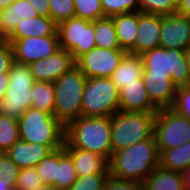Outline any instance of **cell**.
Here are the masks:
<instances>
[{
    "mask_svg": "<svg viewBox=\"0 0 190 190\" xmlns=\"http://www.w3.org/2000/svg\"><path fill=\"white\" fill-rule=\"evenodd\" d=\"M159 151L154 136L112 153L109 160L111 176L143 183L159 166Z\"/></svg>",
    "mask_w": 190,
    "mask_h": 190,
    "instance_id": "1",
    "label": "cell"
},
{
    "mask_svg": "<svg viewBox=\"0 0 190 190\" xmlns=\"http://www.w3.org/2000/svg\"><path fill=\"white\" fill-rule=\"evenodd\" d=\"M111 117H82L65 126L64 146H73L106 157L112 156Z\"/></svg>",
    "mask_w": 190,
    "mask_h": 190,
    "instance_id": "2",
    "label": "cell"
},
{
    "mask_svg": "<svg viewBox=\"0 0 190 190\" xmlns=\"http://www.w3.org/2000/svg\"><path fill=\"white\" fill-rule=\"evenodd\" d=\"M156 112L118 111L111 116L112 153L153 137Z\"/></svg>",
    "mask_w": 190,
    "mask_h": 190,
    "instance_id": "3",
    "label": "cell"
},
{
    "mask_svg": "<svg viewBox=\"0 0 190 190\" xmlns=\"http://www.w3.org/2000/svg\"><path fill=\"white\" fill-rule=\"evenodd\" d=\"M20 139L48 145L52 150L64 146L65 126L50 113L28 108L18 119Z\"/></svg>",
    "mask_w": 190,
    "mask_h": 190,
    "instance_id": "4",
    "label": "cell"
},
{
    "mask_svg": "<svg viewBox=\"0 0 190 190\" xmlns=\"http://www.w3.org/2000/svg\"><path fill=\"white\" fill-rule=\"evenodd\" d=\"M86 80V75L77 66H74L53 82L54 116L64 126L81 116L82 96Z\"/></svg>",
    "mask_w": 190,
    "mask_h": 190,
    "instance_id": "5",
    "label": "cell"
},
{
    "mask_svg": "<svg viewBox=\"0 0 190 190\" xmlns=\"http://www.w3.org/2000/svg\"><path fill=\"white\" fill-rule=\"evenodd\" d=\"M141 57L144 65L143 76H171L177 88L190 85L184 50L157 47L143 53Z\"/></svg>",
    "mask_w": 190,
    "mask_h": 190,
    "instance_id": "6",
    "label": "cell"
},
{
    "mask_svg": "<svg viewBox=\"0 0 190 190\" xmlns=\"http://www.w3.org/2000/svg\"><path fill=\"white\" fill-rule=\"evenodd\" d=\"M120 110L119 89L110 78H87L82 96V117H111Z\"/></svg>",
    "mask_w": 190,
    "mask_h": 190,
    "instance_id": "7",
    "label": "cell"
},
{
    "mask_svg": "<svg viewBox=\"0 0 190 190\" xmlns=\"http://www.w3.org/2000/svg\"><path fill=\"white\" fill-rule=\"evenodd\" d=\"M7 93L0 100V115L19 119L31 107V89L35 82L29 65L14 62L9 71Z\"/></svg>",
    "mask_w": 190,
    "mask_h": 190,
    "instance_id": "8",
    "label": "cell"
},
{
    "mask_svg": "<svg viewBox=\"0 0 190 190\" xmlns=\"http://www.w3.org/2000/svg\"><path fill=\"white\" fill-rule=\"evenodd\" d=\"M159 154L190 141V119L181 116L172 108L156 112L153 133Z\"/></svg>",
    "mask_w": 190,
    "mask_h": 190,
    "instance_id": "9",
    "label": "cell"
},
{
    "mask_svg": "<svg viewBox=\"0 0 190 190\" xmlns=\"http://www.w3.org/2000/svg\"><path fill=\"white\" fill-rule=\"evenodd\" d=\"M60 49L69 51L75 61L96 47L94 21L73 17L58 24Z\"/></svg>",
    "mask_w": 190,
    "mask_h": 190,
    "instance_id": "10",
    "label": "cell"
},
{
    "mask_svg": "<svg viewBox=\"0 0 190 190\" xmlns=\"http://www.w3.org/2000/svg\"><path fill=\"white\" fill-rule=\"evenodd\" d=\"M127 52L123 49L95 47L76 61L87 78H110Z\"/></svg>",
    "mask_w": 190,
    "mask_h": 190,
    "instance_id": "11",
    "label": "cell"
},
{
    "mask_svg": "<svg viewBox=\"0 0 190 190\" xmlns=\"http://www.w3.org/2000/svg\"><path fill=\"white\" fill-rule=\"evenodd\" d=\"M6 41L12 44L14 62L24 65L45 59L60 50L59 36L25 37Z\"/></svg>",
    "mask_w": 190,
    "mask_h": 190,
    "instance_id": "12",
    "label": "cell"
},
{
    "mask_svg": "<svg viewBox=\"0 0 190 190\" xmlns=\"http://www.w3.org/2000/svg\"><path fill=\"white\" fill-rule=\"evenodd\" d=\"M190 46L189 17L177 13L161 16L160 47L184 50Z\"/></svg>",
    "mask_w": 190,
    "mask_h": 190,
    "instance_id": "13",
    "label": "cell"
},
{
    "mask_svg": "<svg viewBox=\"0 0 190 190\" xmlns=\"http://www.w3.org/2000/svg\"><path fill=\"white\" fill-rule=\"evenodd\" d=\"M76 66L73 55L60 49L54 55L38 60L29 65L34 81L55 82L66 72Z\"/></svg>",
    "mask_w": 190,
    "mask_h": 190,
    "instance_id": "14",
    "label": "cell"
},
{
    "mask_svg": "<svg viewBox=\"0 0 190 190\" xmlns=\"http://www.w3.org/2000/svg\"><path fill=\"white\" fill-rule=\"evenodd\" d=\"M135 41V54L160 47L161 15L146 14L138 11V30Z\"/></svg>",
    "mask_w": 190,
    "mask_h": 190,
    "instance_id": "15",
    "label": "cell"
},
{
    "mask_svg": "<svg viewBox=\"0 0 190 190\" xmlns=\"http://www.w3.org/2000/svg\"><path fill=\"white\" fill-rule=\"evenodd\" d=\"M120 111L157 112L159 109L151 102L142 78L137 82L124 84L119 89Z\"/></svg>",
    "mask_w": 190,
    "mask_h": 190,
    "instance_id": "16",
    "label": "cell"
},
{
    "mask_svg": "<svg viewBox=\"0 0 190 190\" xmlns=\"http://www.w3.org/2000/svg\"><path fill=\"white\" fill-rule=\"evenodd\" d=\"M71 156L78 177L91 174H109V160L106 157L73 146H64Z\"/></svg>",
    "mask_w": 190,
    "mask_h": 190,
    "instance_id": "17",
    "label": "cell"
},
{
    "mask_svg": "<svg viewBox=\"0 0 190 190\" xmlns=\"http://www.w3.org/2000/svg\"><path fill=\"white\" fill-rule=\"evenodd\" d=\"M53 150L48 145L19 139L5 154L20 168L36 167Z\"/></svg>",
    "mask_w": 190,
    "mask_h": 190,
    "instance_id": "18",
    "label": "cell"
},
{
    "mask_svg": "<svg viewBox=\"0 0 190 190\" xmlns=\"http://www.w3.org/2000/svg\"><path fill=\"white\" fill-rule=\"evenodd\" d=\"M145 88L151 102L158 108H172L177 87L171 76H143Z\"/></svg>",
    "mask_w": 190,
    "mask_h": 190,
    "instance_id": "19",
    "label": "cell"
},
{
    "mask_svg": "<svg viewBox=\"0 0 190 190\" xmlns=\"http://www.w3.org/2000/svg\"><path fill=\"white\" fill-rule=\"evenodd\" d=\"M39 16L27 0H16L9 7L0 11V39L6 40L24 19Z\"/></svg>",
    "mask_w": 190,
    "mask_h": 190,
    "instance_id": "20",
    "label": "cell"
},
{
    "mask_svg": "<svg viewBox=\"0 0 190 190\" xmlns=\"http://www.w3.org/2000/svg\"><path fill=\"white\" fill-rule=\"evenodd\" d=\"M57 30L58 24L51 17L37 16L30 19L23 18L7 39L58 36Z\"/></svg>",
    "mask_w": 190,
    "mask_h": 190,
    "instance_id": "21",
    "label": "cell"
},
{
    "mask_svg": "<svg viewBox=\"0 0 190 190\" xmlns=\"http://www.w3.org/2000/svg\"><path fill=\"white\" fill-rule=\"evenodd\" d=\"M121 49L135 54V41L138 30V11L112 16Z\"/></svg>",
    "mask_w": 190,
    "mask_h": 190,
    "instance_id": "22",
    "label": "cell"
},
{
    "mask_svg": "<svg viewBox=\"0 0 190 190\" xmlns=\"http://www.w3.org/2000/svg\"><path fill=\"white\" fill-rule=\"evenodd\" d=\"M144 65L141 55L126 53L120 61L119 66L114 70L110 79L121 89L124 84L137 82L143 77Z\"/></svg>",
    "mask_w": 190,
    "mask_h": 190,
    "instance_id": "23",
    "label": "cell"
},
{
    "mask_svg": "<svg viewBox=\"0 0 190 190\" xmlns=\"http://www.w3.org/2000/svg\"><path fill=\"white\" fill-rule=\"evenodd\" d=\"M143 188L144 190H184L182 173L158 166L144 180Z\"/></svg>",
    "mask_w": 190,
    "mask_h": 190,
    "instance_id": "24",
    "label": "cell"
},
{
    "mask_svg": "<svg viewBox=\"0 0 190 190\" xmlns=\"http://www.w3.org/2000/svg\"><path fill=\"white\" fill-rule=\"evenodd\" d=\"M159 156L160 167L182 173L190 167V141L176 148L163 150Z\"/></svg>",
    "mask_w": 190,
    "mask_h": 190,
    "instance_id": "25",
    "label": "cell"
},
{
    "mask_svg": "<svg viewBox=\"0 0 190 190\" xmlns=\"http://www.w3.org/2000/svg\"><path fill=\"white\" fill-rule=\"evenodd\" d=\"M32 108L54 116L55 92L53 82L35 81L31 89Z\"/></svg>",
    "mask_w": 190,
    "mask_h": 190,
    "instance_id": "26",
    "label": "cell"
},
{
    "mask_svg": "<svg viewBox=\"0 0 190 190\" xmlns=\"http://www.w3.org/2000/svg\"><path fill=\"white\" fill-rule=\"evenodd\" d=\"M96 47L104 49H121L112 17L94 21Z\"/></svg>",
    "mask_w": 190,
    "mask_h": 190,
    "instance_id": "27",
    "label": "cell"
},
{
    "mask_svg": "<svg viewBox=\"0 0 190 190\" xmlns=\"http://www.w3.org/2000/svg\"><path fill=\"white\" fill-rule=\"evenodd\" d=\"M78 176L74 168L71 156L64 146L59 148V166H57L56 186L62 190H68L77 180Z\"/></svg>",
    "mask_w": 190,
    "mask_h": 190,
    "instance_id": "28",
    "label": "cell"
},
{
    "mask_svg": "<svg viewBox=\"0 0 190 190\" xmlns=\"http://www.w3.org/2000/svg\"><path fill=\"white\" fill-rule=\"evenodd\" d=\"M19 139L18 119L0 115V149L6 152Z\"/></svg>",
    "mask_w": 190,
    "mask_h": 190,
    "instance_id": "29",
    "label": "cell"
},
{
    "mask_svg": "<svg viewBox=\"0 0 190 190\" xmlns=\"http://www.w3.org/2000/svg\"><path fill=\"white\" fill-rule=\"evenodd\" d=\"M57 166H59V148L53 150L35 167L43 184L56 186Z\"/></svg>",
    "mask_w": 190,
    "mask_h": 190,
    "instance_id": "30",
    "label": "cell"
},
{
    "mask_svg": "<svg viewBox=\"0 0 190 190\" xmlns=\"http://www.w3.org/2000/svg\"><path fill=\"white\" fill-rule=\"evenodd\" d=\"M75 17L95 21L104 18L101 0H74Z\"/></svg>",
    "mask_w": 190,
    "mask_h": 190,
    "instance_id": "31",
    "label": "cell"
},
{
    "mask_svg": "<svg viewBox=\"0 0 190 190\" xmlns=\"http://www.w3.org/2000/svg\"><path fill=\"white\" fill-rule=\"evenodd\" d=\"M105 17L139 11V0H101Z\"/></svg>",
    "mask_w": 190,
    "mask_h": 190,
    "instance_id": "32",
    "label": "cell"
},
{
    "mask_svg": "<svg viewBox=\"0 0 190 190\" xmlns=\"http://www.w3.org/2000/svg\"><path fill=\"white\" fill-rule=\"evenodd\" d=\"M50 17L59 24L75 17L74 0H49Z\"/></svg>",
    "mask_w": 190,
    "mask_h": 190,
    "instance_id": "33",
    "label": "cell"
},
{
    "mask_svg": "<svg viewBox=\"0 0 190 190\" xmlns=\"http://www.w3.org/2000/svg\"><path fill=\"white\" fill-rule=\"evenodd\" d=\"M177 9L170 0H139V12L168 16L175 14Z\"/></svg>",
    "mask_w": 190,
    "mask_h": 190,
    "instance_id": "34",
    "label": "cell"
},
{
    "mask_svg": "<svg viewBox=\"0 0 190 190\" xmlns=\"http://www.w3.org/2000/svg\"><path fill=\"white\" fill-rule=\"evenodd\" d=\"M43 185V182L35 167L20 169L15 187L20 190H36Z\"/></svg>",
    "mask_w": 190,
    "mask_h": 190,
    "instance_id": "35",
    "label": "cell"
},
{
    "mask_svg": "<svg viewBox=\"0 0 190 190\" xmlns=\"http://www.w3.org/2000/svg\"><path fill=\"white\" fill-rule=\"evenodd\" d=\"M110 174H91L78 177L68 190H104Z\"/></svg>",
    "mask_w": 190,
    "mask_h": 190,
    "instance_id": "36",
    "label": "cell"
},
{
    "mask_svg": "<svg viewBox=\"0 0 190 190\" xmlns=\"http://www.w3.org/2000/svg\"><path fill=\"white\" fill-rule=\"evenodd\" d=\"M172 109L181 116L190 119V85L176 89V98Z\"/></svg>",
    "mask_w": 190,
    "mask_h": 190,
    "instance_id": "37",
    "label": "cell"
},
{
    "mask_svg": "<svg viewBox=\"0 0 190 190\" xmlns=\"http://www.w3.org/2000/svg\"><path fill=\"white\" fill-rule=\"evenodd\" d=\"M19 172L20 168L4 153L0 157V179L5 178L14 186Z\"/></svg>",
    "mask_w": 190,
    "mask_h": 190,
    "instance_id": "38",
    "label": "cell"
},
{
    "mask_svg": "<svg viewBox=\"0 0 190 190\" xmlns=\"http://www.w3.org/2000/svg\"><path fill=\"white\" fill-rule=\"evenodd\" d=\"M104 190H144L143 183L109 175Z\"/></svg>",
    "mask_w": 190,
    "mask_h": 190,
    "instance_id": "39",
    "label": "cell"
},
{
    "mask_svg": "<svg viewBox=\"0 0 190 190\" xmlns=\"http://www.w3.org/2000/svg\"><path fill=\"white\" fill-rule=\"evenodd\" d=\"M14 63V52L12 44L6 40L0 41V76L9 73Z\"/></svg>",
    "mask_w": 190,
    "mask_h": 190,
    "instance_id": "40",
    "label": "cell"
},
{
    "mask_svg": "<svg viewBox=\"0 0 190 190\" xmlns=\"http://www.w3.org/2000/svg\"><path fill=\"white\" fill-rule=\"evenodd\" d=\"M39 16L50 17L49 0H27Z\"/></svg>",
    "mask_w": 190,
    "mask_h": 190,
    "instance_id": "41",
    "label": "cell"
},
{
    "mask_svg": "<svg viewBox=\"0 0 190 190\" xmlns=\"http://www.w3.org/2000/svg\"><path fill=\"white\" fill-rule=\"evenodd\" d=\"M8 84H9V74L2 73V76H0V100L5 97L7 93Z\"/></svg>",
    "mask_w": 190,
    "mask_h": 190,
    "instance_id": "42",
    "label": "cell"
},
{
    "mask_svg": "<svg viewBox=\"0 0 190 190\" xmlns=\"http://www.w3.org/2000/svg\"><path fill=\"white\" fill-rule=\"evenodd\" d=\"M176 13L182 16L190 17V0H183Z\"/></svg>",
    "mask_w": 190,
    "mask_h": 190,
    "instance_id": "43",
    "label": "cell"
},
{
    "mask_svg": "<svg viewBox=\"0 0 190 190\" xmlns=\"http://www.w3.org/2000/svg\"><path fill=\"white\" fill-rule=\"evenodd\" d=\"M182 176L184 182V190H190V167L182 172Z\"/></svg>",
    "mask_w": 190,
    "mask_h": 190,
    "instance_id": "44",
    "label": "cell"
},
{
    "mask_svg": "<svg viewBox=\"0 0 190 190\" xmlns=\"http://www.w3.org/2000/svg\"><path fill=\"white\" fill-rule=\"evenodd\" d=\"M13 186L5 178L0 179V190H7L9 187Z\"/></svg>",
    "mask_w": 190,
    "mask_h": 190,
    "instance_id": "45",
    "label": "cell"
},
{
    "mask_svg": "<svg viewBox=\"0 0 190 190\" xmlns=\"http://www.w3.org/2000/svg\"><path fill=\"white\" fill-rule=\"evenodd\" d=\"M16 0H0V11L9 7Z\"/></svg>",
    "mask_w": 190,
    "mask_h": 190,
    "instance_id": "46",
    "label": "cell"
},
{
    "mask_svg": "<svg viewBox=\"0 0 190 190\" xmlns=\"http://www.w3.org/2000/svg\"><path fill=\"white\" fill-rule=\"evenodd\" d=\"M36 190H62L61 188L55 186V185H47L43 184L41 187H39Z\"/></svg>",
    "mask_w": 190,
    "mask_h": 190,
    "instance_id": "47",
    "label": "cell"
},
{
    "mask_svg": "<svg viewBox=\"0 0 190 190\" xmlns=\"http://www.w3.org/2000/svg\"><path fill=\"white\" fill-rule=\"evenodd\" d=\"M185 53H186V61L188 65V70L190 73V46L186 49Z\"/></svg>",
    "mask_w": 190,
    "mask_h": 190,
    "instance_id": "48",
    "label": "cell"
},
{
    "mask_svg": "<svg viewBox=\"0 0 190 190\" xmlns=\"http://www.w3.org/2000/svg\"><path fill=\"white\" fill-rule=\"evenodd\" d=\"M170 1H171L172 5H173L176 9H178L179 6L182 4V1H183V0H170Z\"/></svg>",
    "mask_w": 190,
    "mask_h": 190,
    "instance_id": "49",
    "label": "cell"
},
{
    "mask_svg": "<svg viewBox=\"0 0 190 190\" xmlns=\"http://www.w3.org/2000/svg\"><path fill=\"white\" fill-rule=\"evenodd\" d=\"M7 190H20V189H18V188L15 187V186H11V187H9Z\"/></svg>",
    "mask_w": 190,
    "mask_h": 190,
    "instance_id": "50",
    "label": "cell"
},
{
    "mask_svg": "<svg viewBox=\"0 0 190 190\" xmlns=\"http://www.w3.org/2000/svg\"><path fill=\"white\" fill-rule=\"evenodd\" d=\"M5 152H3L1 149H0V157L4 154Z\"/></svg>",
    "mask_w": 190,
    "mask_h": 190,
    "instance_id": "51",
    "label": "cell"
}]
</instances>
